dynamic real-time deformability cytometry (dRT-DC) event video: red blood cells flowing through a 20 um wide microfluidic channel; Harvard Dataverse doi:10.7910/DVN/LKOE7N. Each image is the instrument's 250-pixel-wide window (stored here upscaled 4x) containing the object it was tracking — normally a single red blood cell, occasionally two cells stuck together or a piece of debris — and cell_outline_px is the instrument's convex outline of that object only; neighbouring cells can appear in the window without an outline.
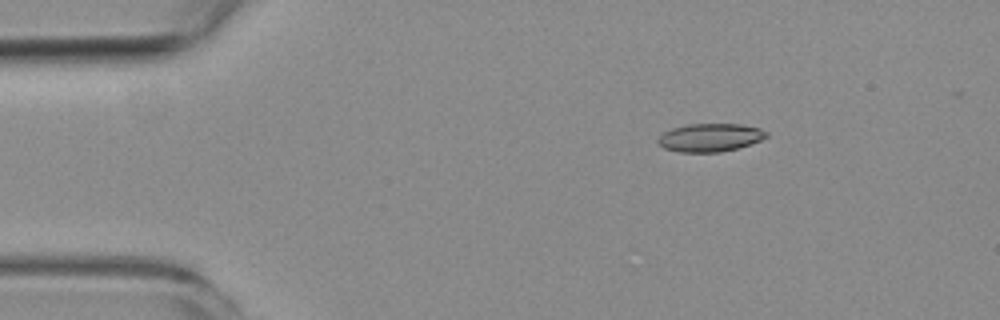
{"species": "common noctule bat (a hibernating species)", "species_latin": "Nyctalus noctula", "temperature_condition": "room temperature", "stored_images_in_passage": 3, "camera_frame_rate_fps": 3000, "um_per_image_px": 0.085, "animal": {"sex": "female", "body_mass_g": 19.3, "forearm_length_mm": 54.1}, "frame": {"image": 1, "passage_image": 1, "time_ms": 0.0, "image_size_px": [1000, 320], "cell_outline_px": [[768, 136], [760, 140], [736, 148], [720, 152], [680, 152], [664, 148], [656, 144], [656, 140], [664, 132], [672, 128], [688, 124], [740, 124], [760, 128], [768, 132]], "centroid_in_image_um": [60.32, 11.69], "position_along_channel_um": 24.7, "area_um2": 17.74}}